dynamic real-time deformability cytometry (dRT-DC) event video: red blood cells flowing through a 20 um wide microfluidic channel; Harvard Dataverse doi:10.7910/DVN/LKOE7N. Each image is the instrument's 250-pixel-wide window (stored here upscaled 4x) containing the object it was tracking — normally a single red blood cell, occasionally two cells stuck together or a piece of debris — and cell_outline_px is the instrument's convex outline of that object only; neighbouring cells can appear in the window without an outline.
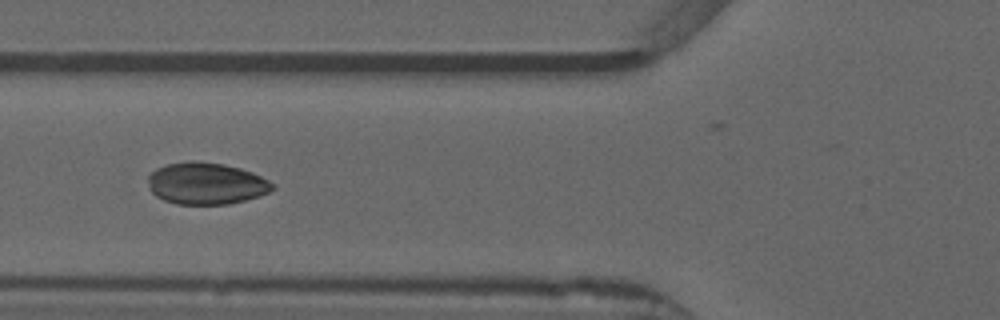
{"species": "common noctule bat (a hibernating species)", "species_latin": "Nyctalus noctula", "temperature_condition": "warm", "stored_images_in_passage": 46, "camera_frame_rate_fps": 3000, "um_per_image_px": 0.085, "animal": {"sex": "male", "forearm_length_mm": 52.5}, "frame": {"image": 1, "passage_image": 20, "time_ms": 6.333, "image_size_px": [1000, 320], "cell_outline_px": [[276, 188], [260, 196], [228, 204], [176, 204], [164, 200], [156, 196], [152, 192], [148, 180], [148, 176], [156, 168], [164, 164], [188, 160], [196, 160], [224, 164], [240, 168], [252, 172], [276, 184]], "centroid_in_image_um": [17.53, 15.58], "position_along_channel_um": 108.3, "area_um2": 30.58}}